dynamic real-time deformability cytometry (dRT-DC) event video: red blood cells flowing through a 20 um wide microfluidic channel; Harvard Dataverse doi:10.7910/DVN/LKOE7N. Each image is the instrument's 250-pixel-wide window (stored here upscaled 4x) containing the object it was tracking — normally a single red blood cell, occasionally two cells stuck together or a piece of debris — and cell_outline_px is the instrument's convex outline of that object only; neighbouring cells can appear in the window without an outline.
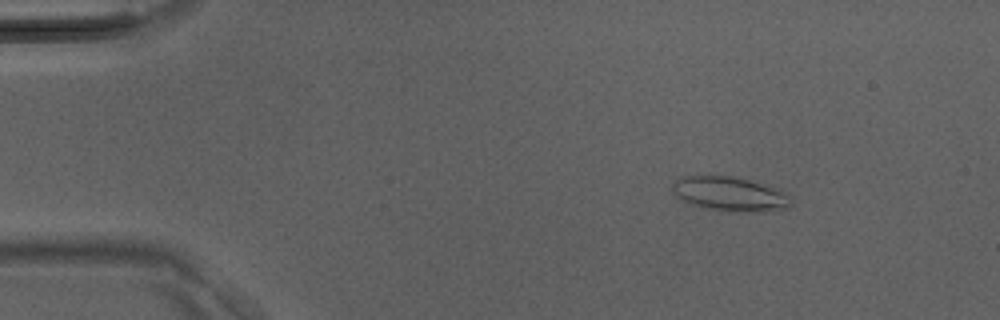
{"species": "Egyptian fruit bat (a non-hibernating species)", "species_latin": "Rousettus aegyptiacus", "temperature_condition": "room temperature", "stored_images_in_passage": 39, "camera_frame_rate_fps": 3000, "um_per_image_px": 0.085, "animal": {"sex": "male"}, "frame": {"image": 1, "passage_image": 6, "time_ms": 1.667, "image_size_px": [1000, 320], "cell_outline_px": [[792, 200], [788, 208], [764, 212], [728, 212], [704, 208], [680, 200], [672, 192], [672, 184], [680, 176], [732, 176], [780, 188]], "centroid_in_image_um": [62.04, 16.5], "position_along_channel_um": 23.0, "area_um2": 24.1}}
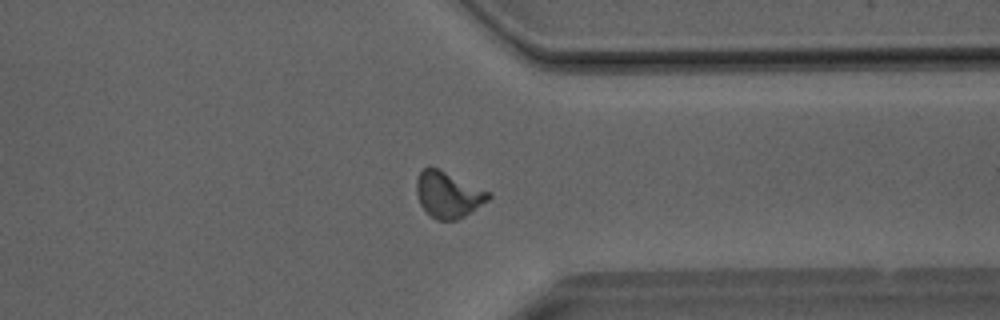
{"frame": {"image": 2, "passage_image": 32, "time_ms": 10.333, "image_size_px": [1000, 320], "cell_outline_px": [[492, 196], [488, 200], [472, 212], [456, 220], [436, 220], [420, 204], [416, 192], [416, 180], [420, 172], [428, 164], [492, 192]], "centroid_in_image_um": [38.1, 16.53], "position_along_channel_um": 373.3, "area_um2": 19.42}}
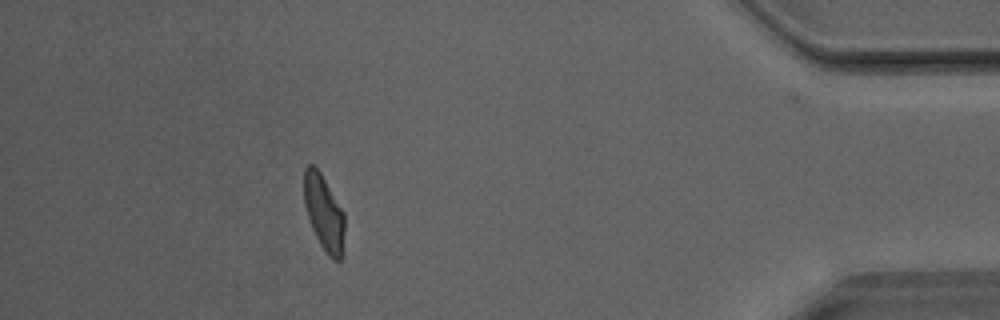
{"frame": {"image": 3, "passage_image": 37, "time_ms": 12.0, "image_size_px": [1000, 320], "cell_outline_px": [[344, 252], [340, 260], [332, 260], [328, 256], [320, 244], [312, 228], [304, 204], [304, 168], [308, 164], [312, 164], [320, 172], [344, 212]], "centroid_in_image_um": [27.55, 18.12], "position_along_channel_um": 407.7, "area_um2": 17.92}}